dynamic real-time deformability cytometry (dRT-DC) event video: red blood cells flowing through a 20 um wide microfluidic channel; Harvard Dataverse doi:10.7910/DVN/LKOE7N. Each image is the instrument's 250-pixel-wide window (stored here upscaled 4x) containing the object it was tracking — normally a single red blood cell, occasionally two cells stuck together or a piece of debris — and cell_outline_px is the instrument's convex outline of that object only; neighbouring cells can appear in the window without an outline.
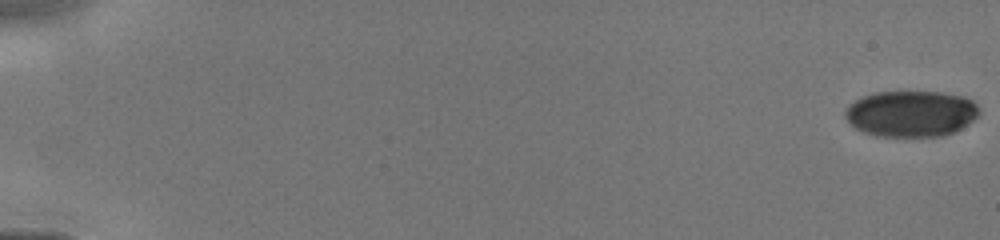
{"species": "human", "species_latin": "Homo sapiens", "temperature_condition": "cold", "stored_images_in_passage": 7, "camera_frame_rate_fps": 3000, "um_per_image_px": 0.085, "donor": {"sex": "male"}, "frame": {"image": 1, "passage_image": 1, "time_ms": 0.0, "image_size_px": [1000, 240], "cell_outline_px": [[980, 112], [968, 124], [944, 136], [876, 136], [864, 132], [856, 128], [844, 116], [844, 112], [848, 104], [864, 96], [876, 92], [940, 92], [964, 96], [972, 100], [980, 108]], "centroid_in_image_um": [77.44, 9.65], "position_along_channel_um": 7.6, "area_um2": 35.95}}
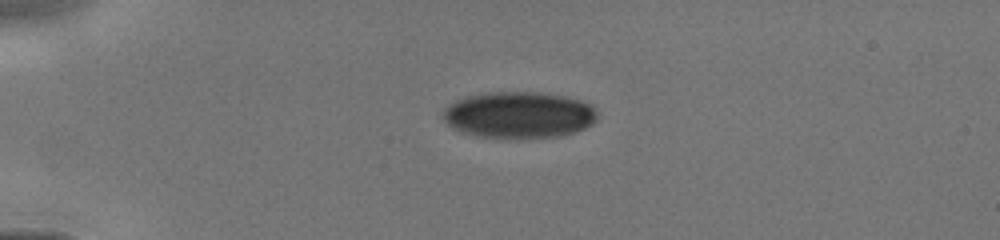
{"frame": {"image": 2, "passage_image": 6, "time_ms": 4.0, "image_size_px": [1000, 240], "cell_outline_px": [[596, 120], [592, 124], [576, 132], [564, 136], [528, 140], [508, 140], [476, 136], [460, 132], [452, 128], [440, 116], [444, 108], [448, 104], [464, 96], [488, 92], [532, 92], [564, 96], [580, 100], [596, 108]], "centroid_in_image_um": [44.06, 9.81], "position_along_channel_um": 40.9, "area_um2": 43.06}}